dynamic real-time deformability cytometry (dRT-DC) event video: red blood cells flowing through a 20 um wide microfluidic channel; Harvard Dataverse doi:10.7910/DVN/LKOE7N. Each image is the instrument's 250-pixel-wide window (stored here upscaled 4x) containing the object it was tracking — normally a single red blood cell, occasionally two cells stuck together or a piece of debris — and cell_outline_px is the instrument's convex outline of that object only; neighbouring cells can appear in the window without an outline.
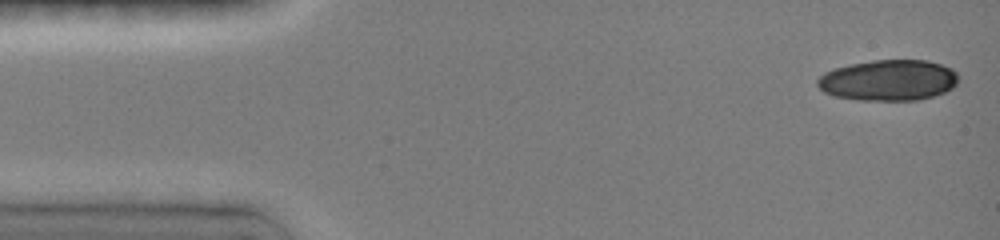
{"species": "common noctule bat (a hibernating species)", "species_latin": "Nyctalus noctula", "temperature_condition": "room temperature", "stored_images_in_passage": 7, "camera_frame_rate_fps": 3000, "um_per_image_px": 0.085, "animal": {"sex": "female", "body_mass_g": 19.0, "forearm_length_mm": 51.5}, "frame": {"image": 1, "passage_image": 1, "time_ms": 0.0, "image_size_px": [1000, 240], "cell_outline_px": [[956, 84], [952, 88], [944, 92], [932, 96], [916, 100], [860, 100], [836, 96], [824, 92], [816, 84], [816, 80], [824, 72], [832, 68], [848, 64], [872, 60], [928, 60], [952, 68], [956, 72]], "centroid_in_image_um": [75.48, 6.81], "position_along_channel_um": 9.5, "area_um2": 33.64}}